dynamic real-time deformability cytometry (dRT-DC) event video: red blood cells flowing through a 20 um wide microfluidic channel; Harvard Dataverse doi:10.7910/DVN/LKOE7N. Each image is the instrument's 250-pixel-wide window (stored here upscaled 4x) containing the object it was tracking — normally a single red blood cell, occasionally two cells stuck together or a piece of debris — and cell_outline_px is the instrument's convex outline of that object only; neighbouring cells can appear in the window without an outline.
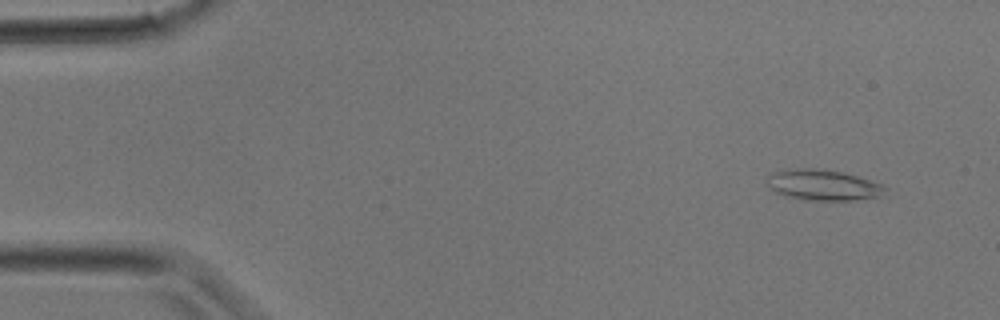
{"species": "common noctule bat (a hibernating species)", "species_latin": "Nyctalus noctula", "temperature_condition": "room temperature", "stored_images_in_passage": 12, "camera_frame_rate_fps": 3000, "um_per_image_px": 0.085, "animal": {"sex": "male", "body_mass_g": 17.9}, "frame": {"image": 1, "passage_image": 3, "time_ms": 0.667, "image_size_px": [1000, 320], "cell_outline_px": [[888, 196], [856, 200], [804, 200], [784, 196], [776, 192], [768, 184], [768, 172], [788, 168], [812, 168], [844, 172], [880, 184], [888, 188]], "centroid_in_image_um": [69.99, 15.73], "position_along_channel_um": 15.0, "area_um2": 21.56}}
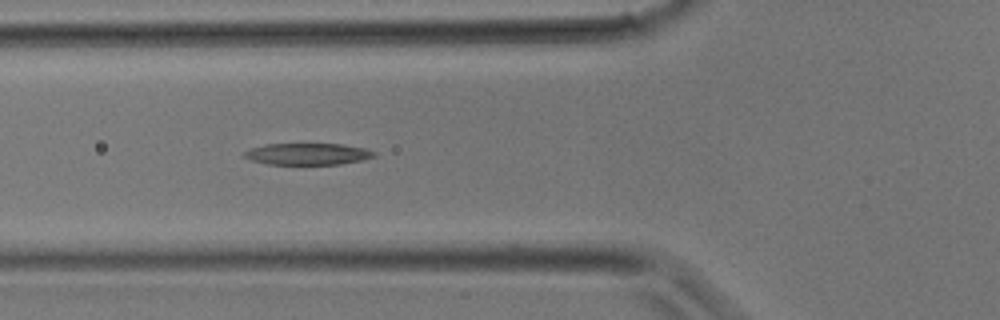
{"frame": {"image": 2, "passage_image": 12, "time_ms": 3.667, "image_size_px": [1000, 320], "cell_outline_px": [[376, 156], [364, 160], [340, 164], [268, 164], [252, 160], [244, 156], [244, 152], [252, 148], [264, 144], [340, 144], [364, 148], [376, 152]], "centroid_in_image_um": [26.19, 13.09], "position_along_channel_um": 99.6, "area_um2": 16.24}}